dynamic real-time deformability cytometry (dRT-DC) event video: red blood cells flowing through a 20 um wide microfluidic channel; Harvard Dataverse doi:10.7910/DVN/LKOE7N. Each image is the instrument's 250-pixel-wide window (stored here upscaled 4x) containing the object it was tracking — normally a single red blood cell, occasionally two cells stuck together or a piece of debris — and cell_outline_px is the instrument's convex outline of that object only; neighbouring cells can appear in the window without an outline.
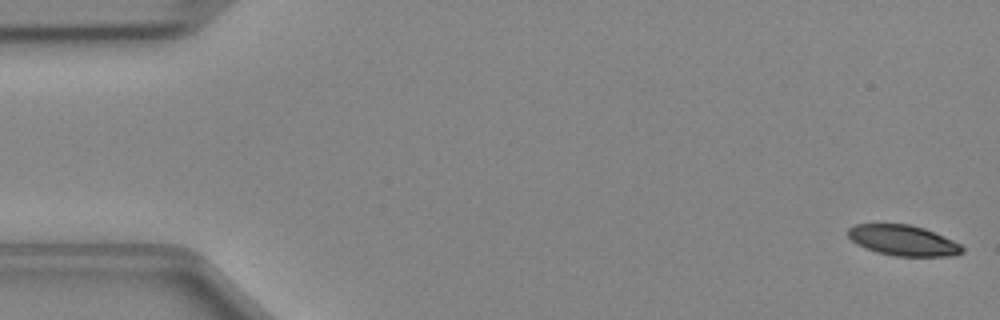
{"species": "Egyptian fruit bat (a non-hibernating species)", "species_latin": "Rousettus aegyptiacus", "temperature_condition": "cold", "stored_images_in_passage": 47, "camera_frame_rate_fps": 3000, "um_per_image_px": 0.085, "animal": {"sex": "female"}, "frame": {"image": 1, "passage_image": 1, "time_ms": 0.0, "image_size_px": [1000, 320], "cell_outline_px": [[964, 252], [956, 256], [896, 256], [876, 252], [864, 248], [856, 244], [848, 236], [848, 228], [856, 224], [908, 224], [924, 228], [944, 236], [960, 244], [964, 248]], "centroid_in_image_um": [76.78, 20.44], "position_along_channel_um": 8.2, "area_um2": 20.4}}
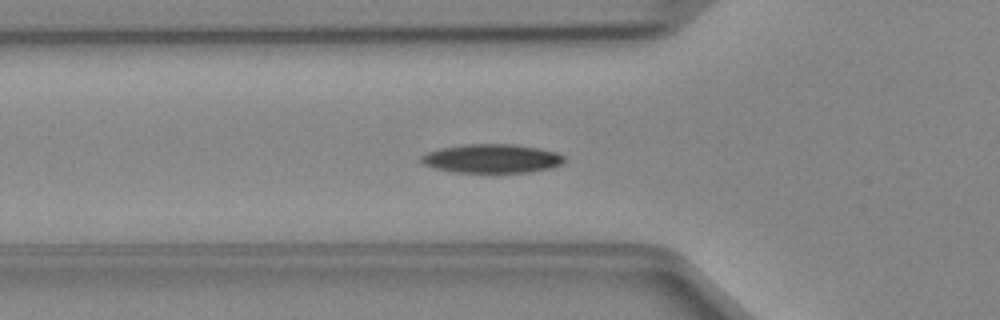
{"frame": {"image": 2, "passage_image": 16, "time_ms": 5.0, "image_size_px": [1000, 320], "cell_outline_px": [[564, 164], [552, 168], [528, 172], [456, 172], [436, 168], [424, 164], [420, 160], [420, 156], [424, 152], [440, 148], [464, 144], [516, 144], [540, 148], [556, 152], [564, 156]], "centroid_in_image_um": [41.82, 13.46], "position_along_channel_um": 84.0, "area_um2": 24.22}}
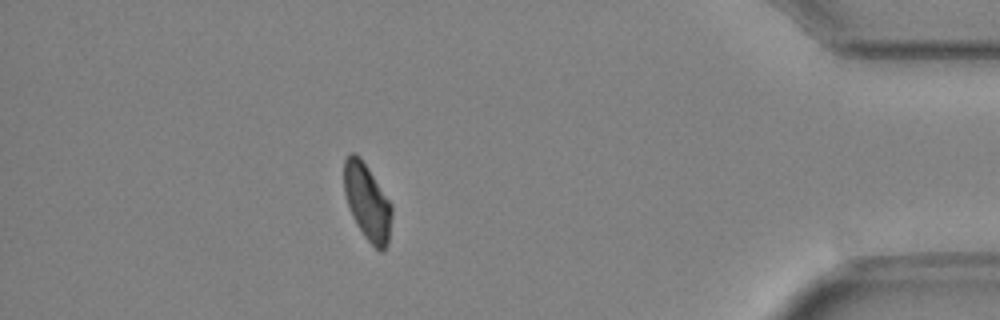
{"frame": {"image": 3, "passage_image": 42, "time_ms": 13.667, "image_size_px": [1000, 320], "cell_outline_px": [[392, 216], [388, 244], [384, 252], [380, 252], [364, 236], [356, 224], [352, 216], [344, 192], [344, 160], [348, 152], [352, 152], [360, 156], [392, 204]], "centroid_in_image_um": [31.22, 17.17], "position_along_channel_um": 404.0, "area_um2": 21.33}}